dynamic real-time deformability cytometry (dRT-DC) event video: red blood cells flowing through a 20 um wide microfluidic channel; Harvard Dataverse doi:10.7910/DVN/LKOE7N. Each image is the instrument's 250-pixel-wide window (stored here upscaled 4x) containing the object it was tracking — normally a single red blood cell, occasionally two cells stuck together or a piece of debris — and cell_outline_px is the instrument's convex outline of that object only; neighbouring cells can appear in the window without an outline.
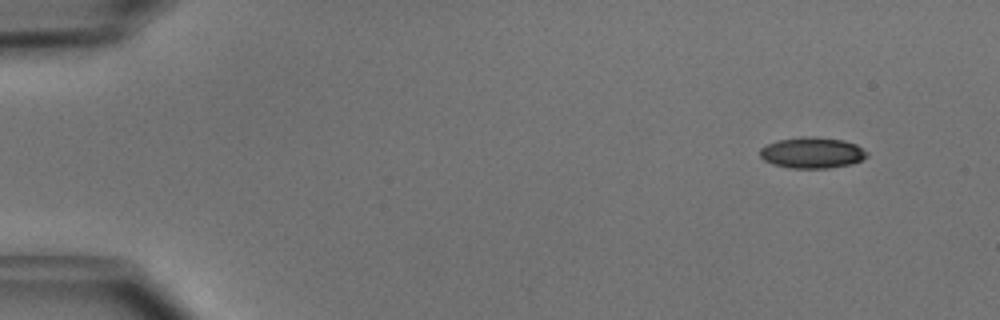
{"species": "common noctule bat (a hibernating species)", "species_latin": "Nyctalus noctula", "temperature_condition": "cold", "stored_images_in_passage": 47, "camera_frame_rate_fps": 3000, "um_per_image_px": 0.085, "animal": {"sex": "male", "body_mass_g": 15.6}, "frame": {"image": 1, "passage_image": 1, "time_ms": 0.0, "image_size_px": [1000, 320], "cell_outline_px": [[868, 156], [852, 164], [828, 168], [792, 168], [772, 164], [764, 160], [760, 156], [760, 148], [776, 140], [800, 136], [816, 136], [844, 140], [856, 144], [868, 152]], "centroid_in_image_um": [69.03, 12.97], "position_along_channel_um": 16.0, "area_um2": 19.54}}
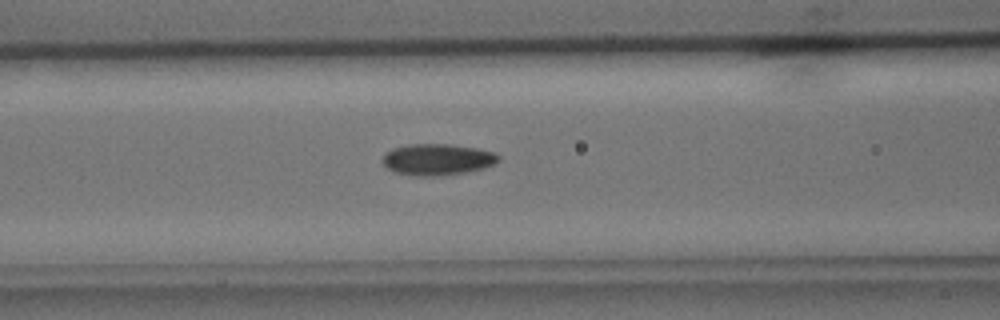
{"frame": {"image": 2, "passage_image": 18, "time_ms": 5.667, "image_size_px": [1000, 320], "cell_outline_px": [[500, 160], [496, 164], [484, 168], [464, 172], [432, 176], [416, 176], [396, 172], [388, 168], [380, 160], [384, 152], [392, 148], [408, 144], [452, 144], [476, 148], [492, 152], [500, 156]], "centroid_in_image_um": [37.15, 13.54], "position_along_channel_um": 129.4, "area_um2": 21.27}}
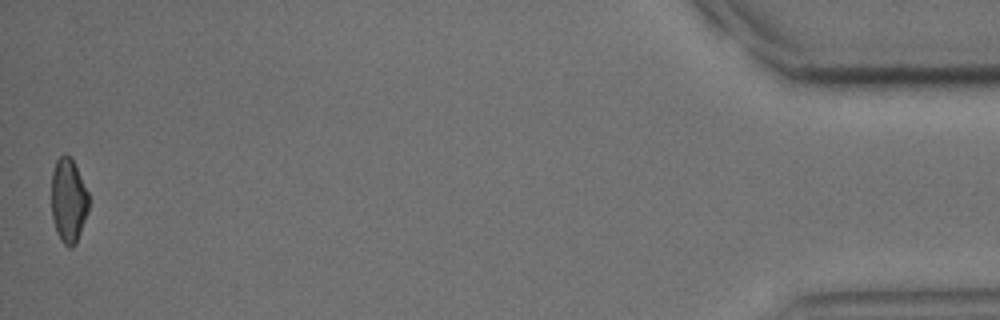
{"frame": {"image": 3, "passage_image": 47, "time_ms": 15.333, "image_size_px": [1000, 320], "cell_outline_px": [[88, 212], [76, 244], [72, 248], [68, 248], [60, 240], [56, 232], [52, 216], [52, 172], [56, 160], [64, 152], [72, 156], [88, 192]], "centroid_in_image_um": [5.82, 17.03], "position_along_channel_um": 429.4, "area_um2": 18.61}, "authors_computed_cell_mechanics": {"area_um2": 19.9988, "velocity_mm_per_s": 3.9885, "shape_relaxation_time_tau1_ms": 3.8619, "shape_relaxation_time_tau2_ms": 6.2001, "deformation_change_tau1": 0.1037, "deformation_change_tau2": 0.1178}}